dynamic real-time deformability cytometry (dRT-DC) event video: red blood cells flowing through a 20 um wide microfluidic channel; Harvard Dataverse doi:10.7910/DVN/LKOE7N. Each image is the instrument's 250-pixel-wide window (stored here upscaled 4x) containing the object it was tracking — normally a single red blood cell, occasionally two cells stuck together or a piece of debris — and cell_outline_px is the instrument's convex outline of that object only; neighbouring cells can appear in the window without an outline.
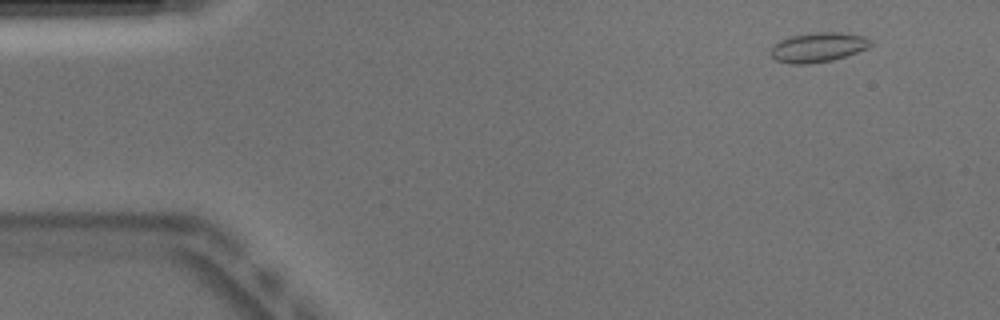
{"species": "Egyptian fruit bat (a non-hibernating species)", "species_latin": "Rousettus aegyptiacus", "temperature_condition": "warm", "stored_images_in_passage": 49, "camera_frame_rate_fps": 3000, "um_per_image_px": 0.085, "animal": {"sex": "male"}, "frame": {"image": 1, "passage_image": 2, "time_ms": 0.333, "image_size_px": [1000, 320], "cell_outline_px": [[872, 44], [868, 48], [832, 60], [808, 64], [792, 64], [776, 60], [768, 52], [780, 40], [792, 36], [816, 32], [840, 32], [864, 36], [872, 40]], "centroid_in_image_um": [69.55, 4.02], "position_along_channel_um": 15.5, "area_um2": 17.11}}
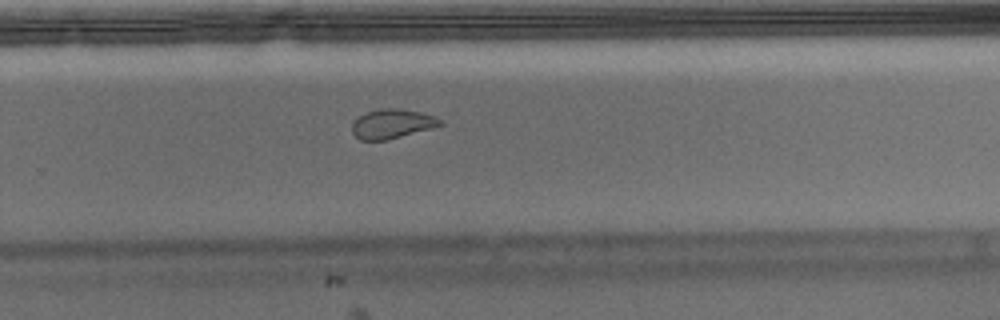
{"frame": {"image": 2, "passage_image": 31, "time_ms": 10.0, "image_size_px": [1000, 320], "cell_outline_px": [[444, 124], [432, 128], [384, 140], [360, 140], [352, 132], [352, 124], [360, 116], [368, 112], [380, 108], [400, 108], [420, 112], [444, 120]], "centroid_in_image_um": [33.34, 10.51], "position_along_channel_um": 296.5, "area_um2": 14.85}}
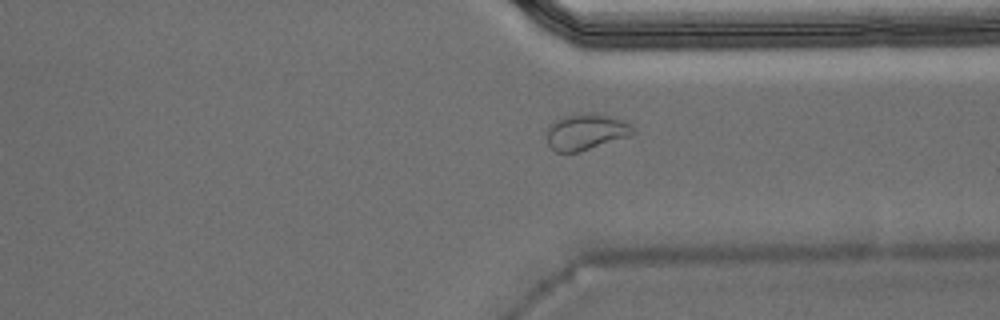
{"frame": {"image": 3, "passage_image": 36, "time_ms": 11.667, "image_size_px": [1000, 320], "cell_outline_px": [[636, 132], [632, 136], [580, 152], [556, 152], [548, 144], [548, 128], [556, 120], [564, 116], [576, 112], [592, 112], [612, 116], [624, 120], [636, 128]], "centroid_in_image_um": [49.89, 11.19], "position_along_channel_um": 361.5, "area_um2": 18.61}, "authors_computed_cell_mechanics": {"area_um2": 16.2418, "velocity_mm_per_s": 3.8885, "shape_relaxation_time_tau1_ms": null, "shape_relaxation_time_tau2_ms": 0.8163, "deformation_change_tau1": null, "deformation_change_tau2": 0.0616}}